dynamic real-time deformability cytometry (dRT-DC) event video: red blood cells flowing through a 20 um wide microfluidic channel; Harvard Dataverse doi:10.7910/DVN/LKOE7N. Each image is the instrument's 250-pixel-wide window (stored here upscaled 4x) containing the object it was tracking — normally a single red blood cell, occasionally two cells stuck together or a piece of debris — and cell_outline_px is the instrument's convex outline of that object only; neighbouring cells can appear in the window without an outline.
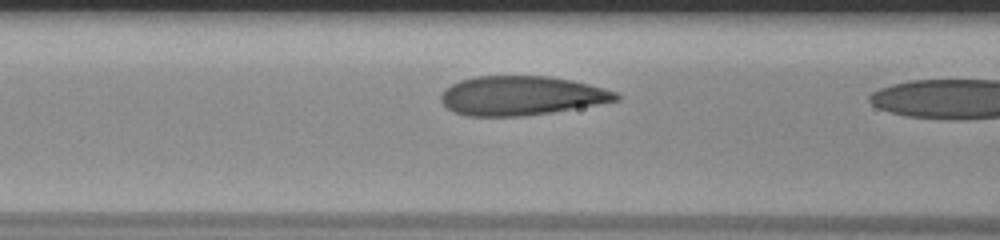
{"species": "human", "species_latin": "Homo sapiens", "temperature_condition": "room temperature", "stored_images_in_passage": 7, "camera_frame_rate_fps": 3000, "um_per_image_px": 0.085, "donor": {"sex": "male"}, "frame": {"image": 1, "passage_image": 6, "time_ms": 1.667, "image_size_px": [1000, 240], "cell_outline_px": [[620, 100], [552, 112], [524, 116], [468, 116], [452, 112], [440, 100], [440, 96], [444, 88], [460, 80], [476, 76], [548, 76], [572, 80], [604, 88], [616, 92], [620, 96]], "centroid_in_image_um": [44.28, 8.13], "position_along_channel_um": 122.3, "area_um2": 40.06}}